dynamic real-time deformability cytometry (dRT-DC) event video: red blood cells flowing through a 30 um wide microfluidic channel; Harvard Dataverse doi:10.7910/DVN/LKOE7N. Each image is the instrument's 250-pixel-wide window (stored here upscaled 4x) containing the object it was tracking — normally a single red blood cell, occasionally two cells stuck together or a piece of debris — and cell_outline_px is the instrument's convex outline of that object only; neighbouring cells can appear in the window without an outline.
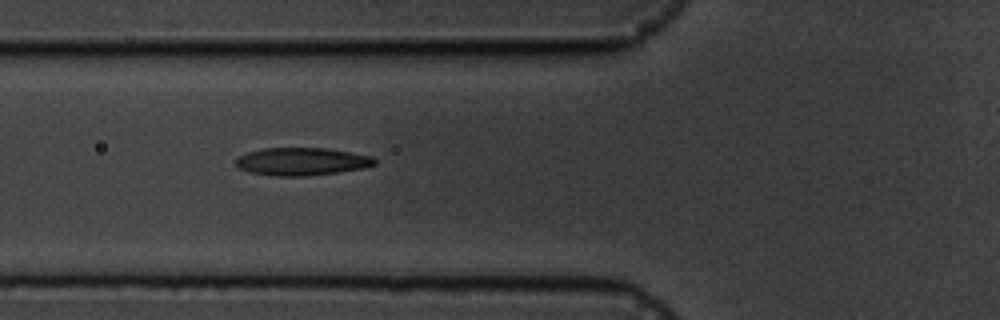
{"species": "common noctule bat (a hibernating species)", "species_latin": "Nyctalus noctula", "temperature_condition": "cold", "stored_images_in_passage": 6, "segment_of_instrument_passage": [1, 2], "camera_frame_rate_fps": 3000, "um_per_image_px": 0.085, "animal": {"sex": "male", "body_mass_g": 19.5, "forearm_length_mm": 54.6}, "frame": {"image": 1, "passage_image": 5, "time_ms": 4.667, "image_size_px": [1000, 320], "cell_outline_px": [[376, 164], [364, 168], [308, 176], [276, 176], [248, 172], [240, 168], [236, 164], [236, 160], [240, 156], [248, 152], [264, 148], [328, 148], [372, 156], [376, 160]], "centroid_in_image_um": [25.67, 13.73], "position_along_channel_um": 100.1, "area_um2": 22.37}}